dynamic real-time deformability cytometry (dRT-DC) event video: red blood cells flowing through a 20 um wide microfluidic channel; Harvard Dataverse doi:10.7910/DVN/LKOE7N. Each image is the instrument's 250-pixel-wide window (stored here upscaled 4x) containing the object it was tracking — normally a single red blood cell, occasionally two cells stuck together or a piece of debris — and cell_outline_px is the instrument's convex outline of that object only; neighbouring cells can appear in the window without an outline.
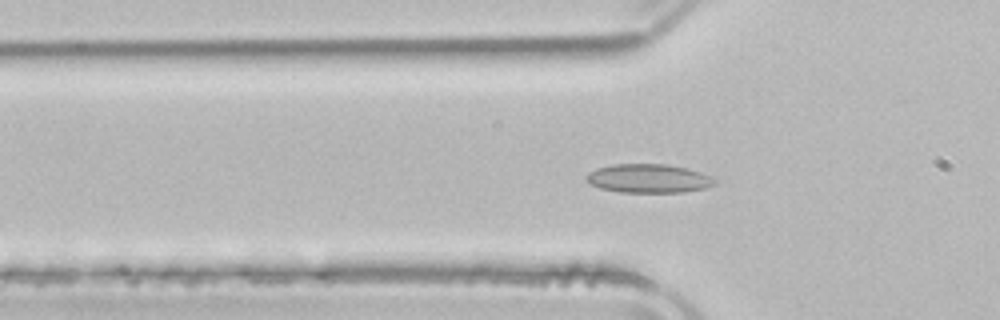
{"species": "common noctule bat (a hibernating species)", "species_latin": "Nyctalus noctula", "temperature_condition": "room temperature", "stored_images_in_passage": 53, "camera_frame_rate_fps": 3000, "um_per_image_px": 0.085, "animal": {"sex": "male", "body_mass_g": 21.5, "forearm_length_mm": 52.0}, "frame": {"image": 1, "passage_image": 17, "time_ms": 5.333, "image_size_px": [1000, 320], "cell_outline_px": [[716, 184], [704, 188], [684, 192], [620, 192], [600, 188], [592, 184], [584, 176], [588, 172], [596, 168], [612, 164], [668, 164], [688, 168], [712, 176], [716, 180]], "centroid_in_image_um": [55.14, 15.16], "position_along_channel_um": 70.7, "area_um2": 21.62}}
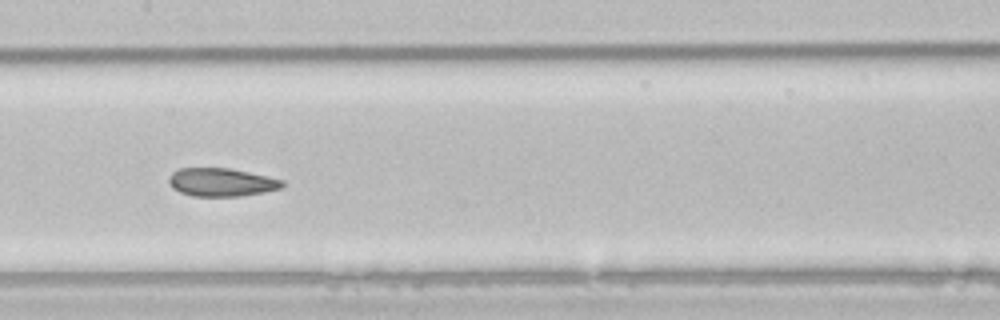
{"frame": {"image": 2, "passage_image": 26, "time_ms": 8.333, "image_size_px": [1000, 320], "cell_outline_px": [[284, 184], [280, 188], [264, 192], [240, 196], [192, 196], [180, 192], [172, 188], [168, 184], [168, 176], [172, 172], [180, 168], [228, 168], [248, 172], [284, 180]], "centroid_in_image_um": [18.77, 15.49], "position_along_channel_um": 188.6, "area_um2": 18.67}}
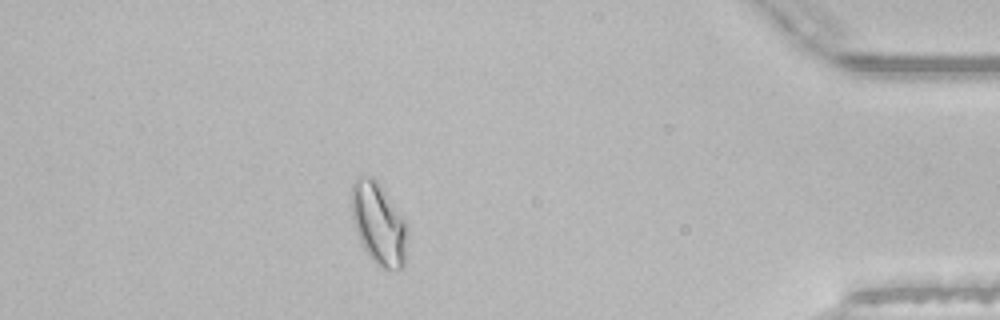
{"frame": {"image": 3, "passage_image": 46, "time_ms": 15.0, "image_size_px": [1000, 320], "cell_outline_px": [[408, 228], [404, 264], [400, 268], [380, 268], [368, 256], [356, 232], [352, 220], [348, 204], [352, 184], [360, 176], [372, 176], [380, 184], [408, 224]], "centroid_in_image_um": [32.14, 18.98], "position_along_channel_um": 403.1, "area_um2": 27.11}, "authors_computed_cell_mechanics": {"area_um2": 21.5594, "velocity_mm_per_s": 3.9114, "shape_relaxation_time_tau1_ms": 8.9044, "shape_relaxation_time_tau2_ms": 2.4011, "deformation_change_tau1": 0.1356, "deformation_change_tau2": 0.0618}}